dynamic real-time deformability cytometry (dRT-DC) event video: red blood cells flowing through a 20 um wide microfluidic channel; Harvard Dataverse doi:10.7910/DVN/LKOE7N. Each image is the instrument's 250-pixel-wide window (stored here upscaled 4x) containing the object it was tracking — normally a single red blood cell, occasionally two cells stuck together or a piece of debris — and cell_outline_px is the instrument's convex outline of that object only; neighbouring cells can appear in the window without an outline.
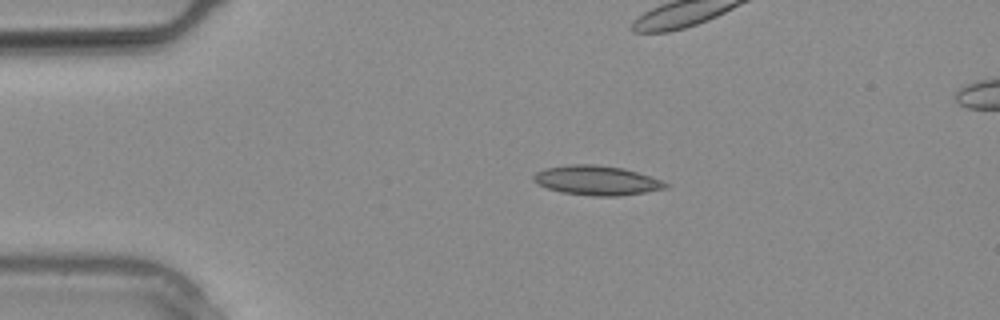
{"species": "common noctule bat (a hibernating species)", "species_latin": "Nyctalus noctula", "temperature_condition": "warm", "stored_images_in_passage": 27, "camera_frame_rate_fps": 3000, "um_per_image_px": 0.085, "animal": {"sex": "male", "body_mass_g": 20.4}, "frame": {"image": 1, "passage_image": 5, "time_ms": 1.333, "image_size_px": [1000, 320], "cell_outline_px": [[668, 188], [644, 192], [616, 196], [592, 196], [560, 192], [548, 188], [532, 180], [532, 176], [536, 172], [544, 168], [572, 164], [596, 164], [624, 168], [664, 180], [668, 184]], "centroid_in_image_um": [50.73, 15.33], "position_along_channel_um": 34.3, "area_um2": 22.77}}